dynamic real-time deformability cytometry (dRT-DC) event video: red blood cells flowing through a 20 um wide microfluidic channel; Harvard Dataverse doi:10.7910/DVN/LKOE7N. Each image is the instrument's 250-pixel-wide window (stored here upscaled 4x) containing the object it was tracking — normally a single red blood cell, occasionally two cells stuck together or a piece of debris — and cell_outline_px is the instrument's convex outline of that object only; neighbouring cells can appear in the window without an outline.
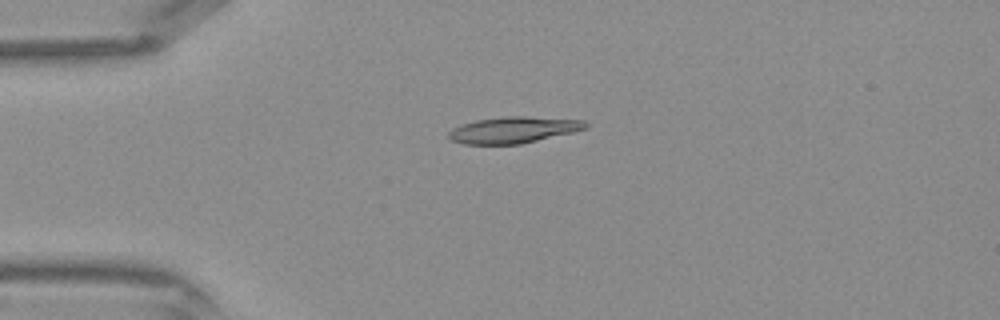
{"species": "Egyptian fruit bat (a non-hibernating species)", "species_latin": "Rousettus aegyptiacus", "temperature_condition": "warm", "stored_images_in_passage": 27, "camera_frame_rate_fps": 3000, "um_per_image_px": 0.085, "frame": {"image": 1, "passage_image": 1, "time_ms": 0.0, "image_size_px": [1000, 320], "cell_outline_px": [[588, 128], [572, 132], [520, 144], [464, 144], [448, 140], [448, 132], [452, 128], [460, 124], [476, 120], [504, 116], [524, 116], [584, 120], [588, 124]], "centroid_in_image_um": [43.59, 11.04], "position_along_channel_um": 41.4, "area_um2": 21.1}}
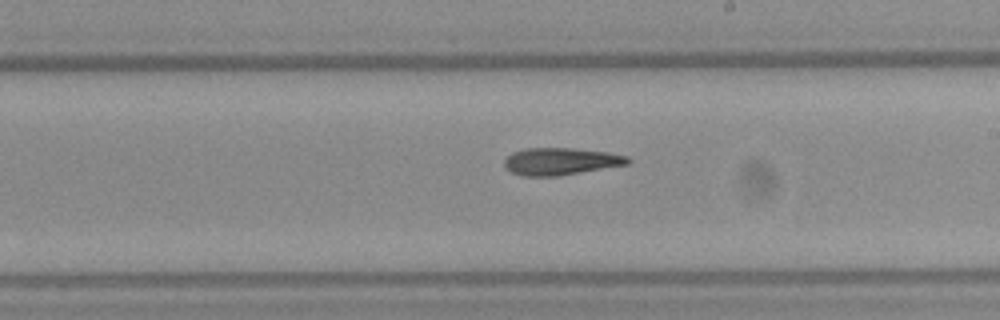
{"frame": {"image": 2, "passage_image": 15, "time_ms": 4.667, "image_size_px": [1000, 320], "cell_outline_px": [[632, 160], [628, 164], [560, 176], [524, 176], [512, 172], [504, 168], [504, 160], [512, 152], [524, 148], [572, 148], [608, 152], [628, 156]], "centroid_in_image_um": [47.65, 13.71], "position_along_channel_um": 241.3, "area_um2": 19.71}}
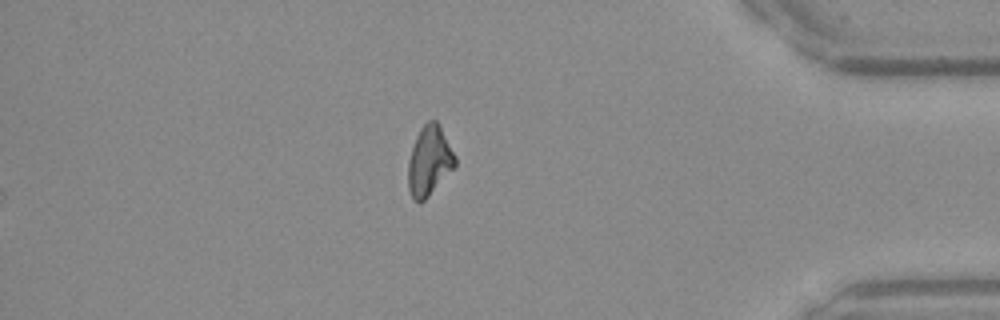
{"frame": {"image": 3, "passage_image": 27, "time_ms": 8.667, "image_size_px": [1000, 320], "cell_outline_px": [[456, 164], [428, 196], [420, 204], [412, 200], [408, 188], [408, 160], [416, 136], [420, 128], [428, 120], [436, 120], [440, 124], [456, 156]], "centroid_in_image_um": [36.47, 13.66], "position_along_channel_um": 398.7, "area_um2": 19.07}}